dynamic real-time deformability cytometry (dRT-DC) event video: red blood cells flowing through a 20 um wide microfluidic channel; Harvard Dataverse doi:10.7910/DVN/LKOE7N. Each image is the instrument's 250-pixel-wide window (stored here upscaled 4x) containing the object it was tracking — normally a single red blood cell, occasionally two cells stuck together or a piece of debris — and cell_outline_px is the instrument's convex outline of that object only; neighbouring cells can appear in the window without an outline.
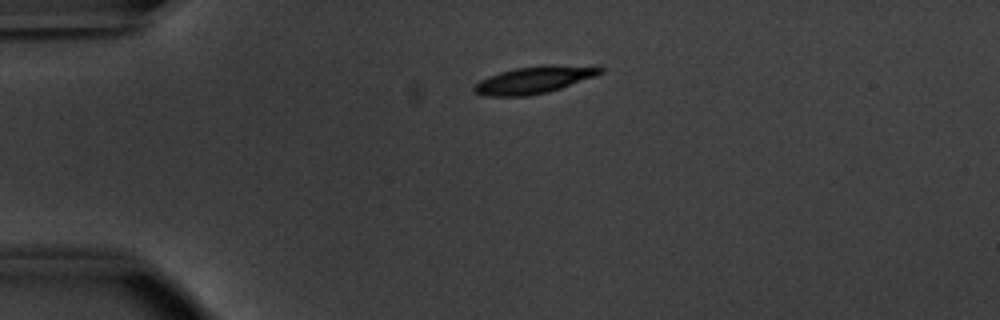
{"species": "common noctule bat (a hibernating species)", "species_latin": "Nyctalus noctula", "temperature_condition": "warm", "stored_images_in_passage": 42, "camera_frame_rate_fps": 3000, "um_per_image_px": 0.085, "animal": {"sex": "male", "body_mass_g": 20.1, "forearm_length_mm": 53.5}, "frame": {"image": 1, "passage_image": 1, "time_ms": 0.0, "image_size_px": [1000, 320], "cell_outline_px": [[604, 72], [596, 76], [548, 92], [528, 96], [484, 96], [472, 92], [472, 88], [480, 80], [488, 76], [500, 72], [516, 68], [544, 64], [552, 64], [604, 68]], "centroid_in_image_um": [45.35, 6.79], "position_along_channel_um": 39.6, "area_um2": 19.94}}
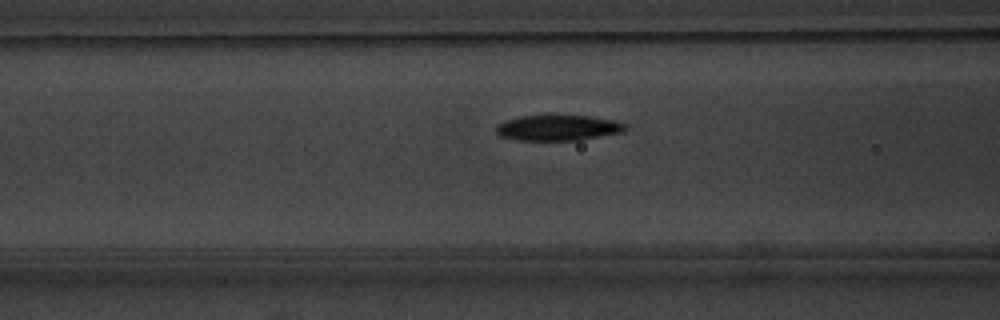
{"frame": {"image": 2, "passage_image": 10, "time_ms": 3.0, "image_size_px": [1000, 320], "cell_outline_px": [[628, 128], [620, 132], [580, 140], [520, 140], [500, 136], [496, 132], [496, 124], [504, 120], [520, 116], [588, 116], [616, 120], [628, 124]], "centroid_in_image_um": [47.43, 10.86], "position_along_channel_um": 119.2, "area_um2": 19.19}}
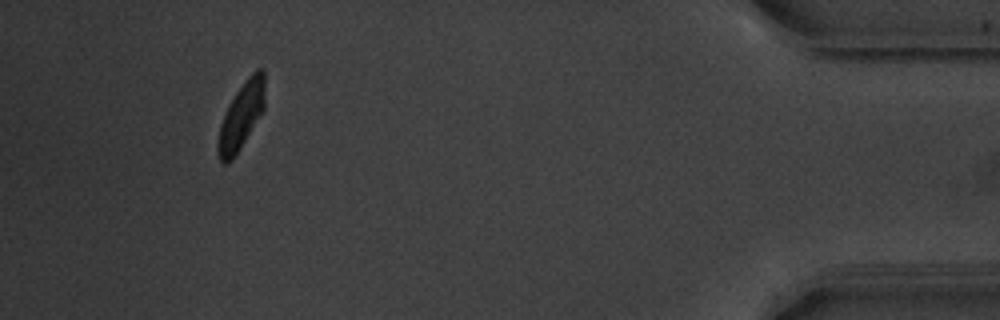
{"frame": {"image": 3, "passage_image": 38, "time_ms": 12.333, "image_size_px": [1000, 320], "cell_outline_px": [[264, 112], [232, 160], [224, 164], [220, 160], [216, 148], [216, 144], [220, 124], [228, 104], [236, 92], [248, 76], [256, 68], [260, 68], [264, 72]], "centroid_in_image_um": [20.5, 9.86], "position_along_channel_um": 414.7, "area_um2": 18.38}, "authors_computed_cell_mechanics": {"area_um2": 19.7098, "velocity_mm_per_s": 3.8088, "shape_relaxation_time_tau1_ms": 1.9631, "shape_relaxation_time_tau2_ms": 2.491, "deformation_change_tau1": 0.1333, "deformation_change_tau2": 0.0647}}